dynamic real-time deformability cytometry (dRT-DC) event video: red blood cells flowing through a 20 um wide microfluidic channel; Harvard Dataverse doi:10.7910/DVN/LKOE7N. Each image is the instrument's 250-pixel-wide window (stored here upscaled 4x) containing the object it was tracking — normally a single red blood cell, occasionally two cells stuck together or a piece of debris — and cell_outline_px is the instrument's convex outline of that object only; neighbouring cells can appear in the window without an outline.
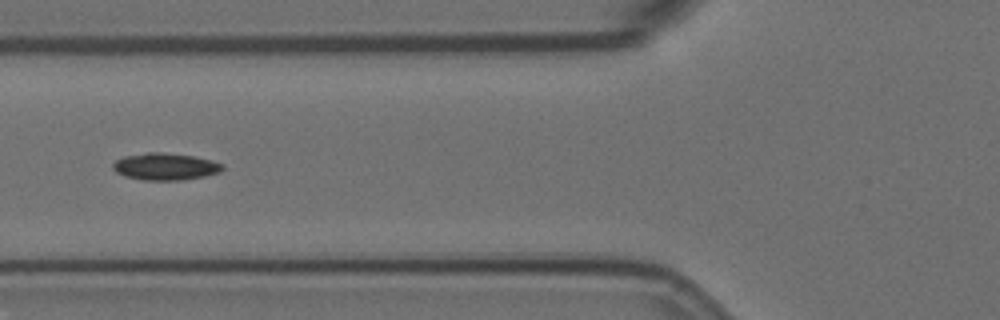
{"species": "Egyptian fruit bat (a non-hibernating species)", "species_latin": "Rousettus aegyptiacus", "temperature_condition": "room temperature", "stored_images_in_passage": 6, "camera_frame_rate_fps": 3000, "um_per_image_px": 0.085, "animal": {"sex": "female"}, "frame": {"image": 1, "passage_image": 6, "time_ms": 1.667, "image_size_px": [1000, 320], "cell_outline_px": [[224, 168], [220, 172], [204, 176], [184, 180], [144, 180], [124, 176], [116, 172], [112, 168], [112, 164], [116, 160], [124, 156], [148, 152], [164, 152], [192, 156], [212, 160], [224, 164]], "centroid_in_image_um": [14.05, 14.16], "position_along_channel_um": 111.8, "area_um2": 17.34}}